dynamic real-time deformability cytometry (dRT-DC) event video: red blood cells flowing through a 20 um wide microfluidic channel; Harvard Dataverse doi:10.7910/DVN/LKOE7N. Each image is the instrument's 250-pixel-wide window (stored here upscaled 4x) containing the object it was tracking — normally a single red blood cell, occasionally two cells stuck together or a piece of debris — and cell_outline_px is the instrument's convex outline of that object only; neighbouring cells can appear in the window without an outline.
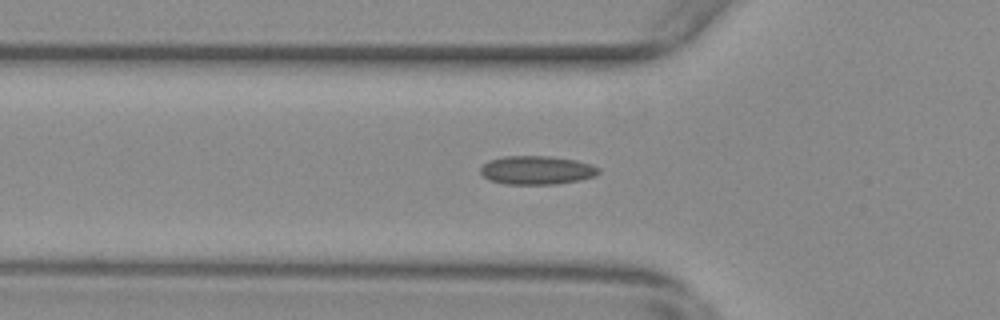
{"species": "common noctule bat (a hibernating species)", "species_latin": "Nyctalus noctula", "temperature_condition": "warm", "stored_images_in_passage": 39, "camera_frame_rate_fps": 3000, "um_per_image_px": 0.085, "animal": {"sex": "female", "body_mass_g": 29.2, "forearm_length_mm": 56.3}, "frame": {"image": 1, "passage_image": 5, "time_ms": 1.333, "image_size_px": [1000, 320], "cell_outline_px": [[600, 172], [596, 176], [580, 180], [556, 184], [504, 184], [488, 180], [480, 172], [480, 168], [488, 160], [504, 156], [548, 156], [576, 160], [600, 168]], "centroid_in_image_um": [45.61, 14.47], "position_along_channel_um": 80.2, "area_um2": 19.77}}
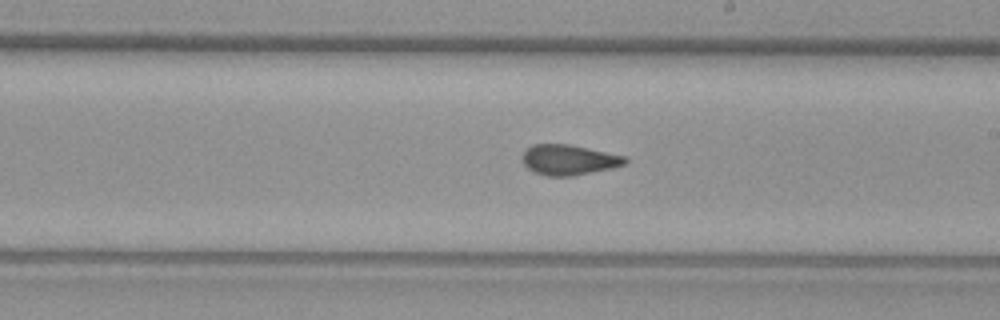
{"frame": {"image": 2, "passage_image": 18, "time_ms": 5.667, "image_size_px": [1000, 320], "cell_outline_px": [[628, 160], [624, 164], [612, 168], [572, 176], [544, 176], [532, 172], [524, 164], [520, 156], [532, 144], [568, 144], [628, 156]], "centroid_in_image_um": [48.33, 13.59], "position_along_channel_um": 240.7, "area_um2": 18.32}}
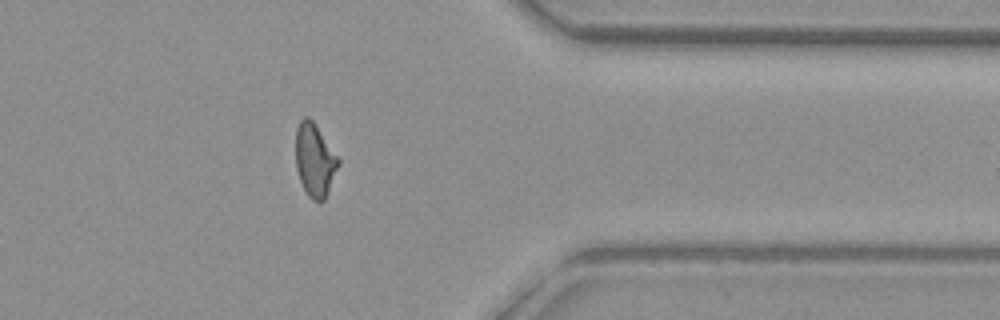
{"frame": {"image": 3, "passage_image": 31, "time_ms": 10.0, "image_size_px": [1000, 320], "cell_outline_px": [[340, 164], [324, 200], [312, 200], [308, 196], [300, 180], [296, 168], [296, 128], [300, 120], [304, 116], [308, 116], [312, 120], [340, 160]], "centroid_in_image_um": [26.74, 13.6], "position_along_channel_um": 384.7, "area_um2": 17.92}}